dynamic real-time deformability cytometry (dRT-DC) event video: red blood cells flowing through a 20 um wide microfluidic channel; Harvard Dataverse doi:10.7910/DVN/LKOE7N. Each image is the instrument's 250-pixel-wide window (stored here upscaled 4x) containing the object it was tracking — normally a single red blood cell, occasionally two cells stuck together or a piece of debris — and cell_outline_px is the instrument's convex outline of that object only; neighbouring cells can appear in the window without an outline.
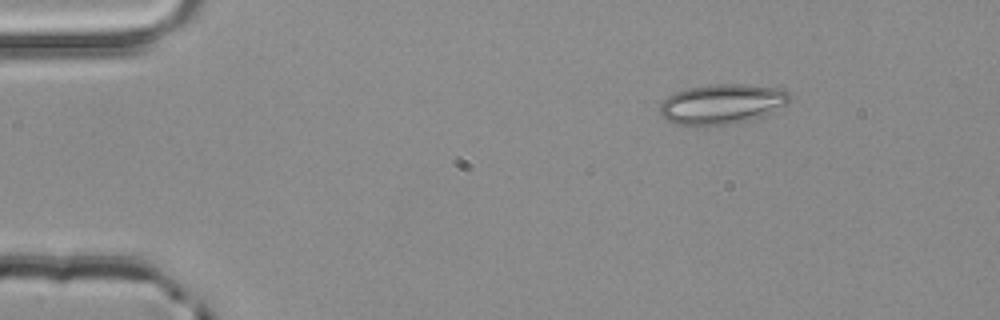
{"species": "common noctule bat (a hibernating species)", "species_latin": "Nyctalus noctula", "temperature_condition": "room temperature", "stored_images_in_passage": 46, "camera_frame_rate_fps": 3000, "um_per_image_px": 0.085, "animal": {"sex": "male", "body_mass_g": 20.4}, "frame": {"image": 1, "passage_image": 1, "time_ms": 0.0, "image_size_px": [1000, 320], "cell_outline_px": [[792, 100], [788, 104], [760, 116], [748, 120], [732, 124], [676, 124], [664, 120], [660, 112], [660, 104], [668, 96], [676, 92], [688, 88], [712, 84], [748, 84], [784, 88], [792, 96]], "centroid_in_image_um": [61.41, 8.81], "position_along_channel_um": 23.6, "area_um2": 30.17}}
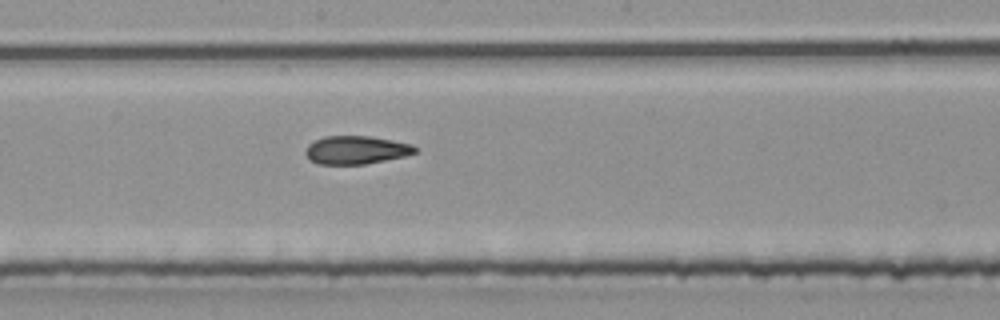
{"frame": {"image": 2, "passage_image": 22, "time_ms": 7.0, "image_size_px": [1000, 320], "cell_outline_px": [[416, 152], [404, 156], [364, 164], [320, 164], [312, 160], [304, 152], [308, 144], [324, 136], [372, 136], [412, 144], [416, 148]], "centroid_in_image_um": [30.27, 12.73], "position_along_channel_um": 217.9, "area_um2": 17.8}}
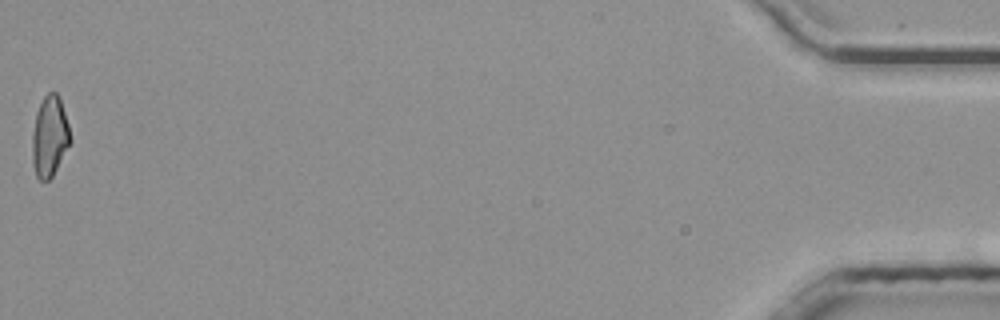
{"frame": {"image": 3, "passage_image": 46, "time_ms": 15.0, "image_size_px": [1000, 320], "cell_outline_px": [[72, 140], [52, 176], [48, 180], [40, 180], [36, 176], [32, 164], [32, 132], [36, 112], [44, 96], [48, 92], [56, 92], [60, 96], [68, 124]], "centroid_in_image_um": [4.21, 11.58], "position_along_channel_um": 431.0, "area_um2": 17.98}, "authors_computed_cell_mechanics": {"area_um2": 18.3226, "velocity_mm_per_s": 3.966, "shape_relaxation_time_tau1_ms": null, "shape_relaxation_time_tau2_ms": 4.681, "deformation_change_tau1": null, "deformation_change_tau2": 0.1256}}